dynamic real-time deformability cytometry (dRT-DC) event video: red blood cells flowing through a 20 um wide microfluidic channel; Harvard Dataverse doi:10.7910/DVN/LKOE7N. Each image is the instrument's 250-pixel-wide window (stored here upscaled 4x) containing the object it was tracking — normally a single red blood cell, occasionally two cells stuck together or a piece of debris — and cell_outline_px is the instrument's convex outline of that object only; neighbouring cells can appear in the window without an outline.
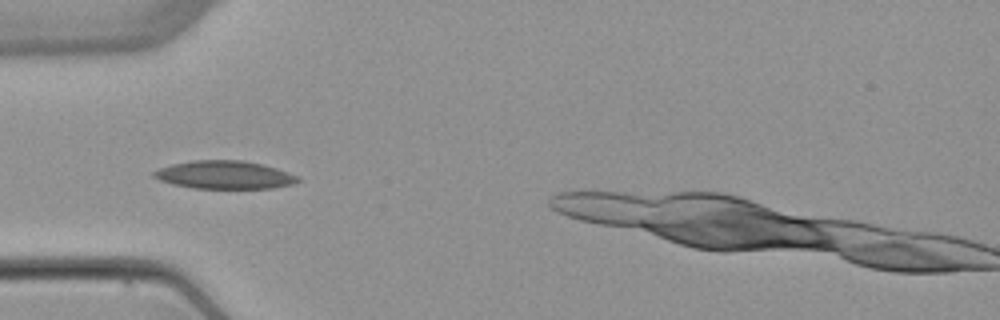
{"species": "common noctule bat (a hibernating species)", "species_latin": "Nyctalus noctula", "temperature_condition": "warm", "stored_images_in_passage": 2, "camera_frame_rate_fps": 3000, "um_per_image_px": 0.085, "animal": {"sex": "female", "body_mass_g": 22.7, "forearm_length_mm": 54.2}, "frame": {"image": 1, "passage_image": 1, "time_ms": 0.0, "image_size_px": [1000, 320], "cell_outline_px": [[300, 180], [292, 184], [272, 188], [192, 188], [172, 184], [160, 180], [152, 176], [152, 172], [160, 168], [172, 164], [192, 160], [240, 160], [260, 164], [276, 168], [296, 176]], "centroid_in_image_um": [19.02, 14.86], "position_along_channel_um": 66.0, "area_um2": 23.29}}